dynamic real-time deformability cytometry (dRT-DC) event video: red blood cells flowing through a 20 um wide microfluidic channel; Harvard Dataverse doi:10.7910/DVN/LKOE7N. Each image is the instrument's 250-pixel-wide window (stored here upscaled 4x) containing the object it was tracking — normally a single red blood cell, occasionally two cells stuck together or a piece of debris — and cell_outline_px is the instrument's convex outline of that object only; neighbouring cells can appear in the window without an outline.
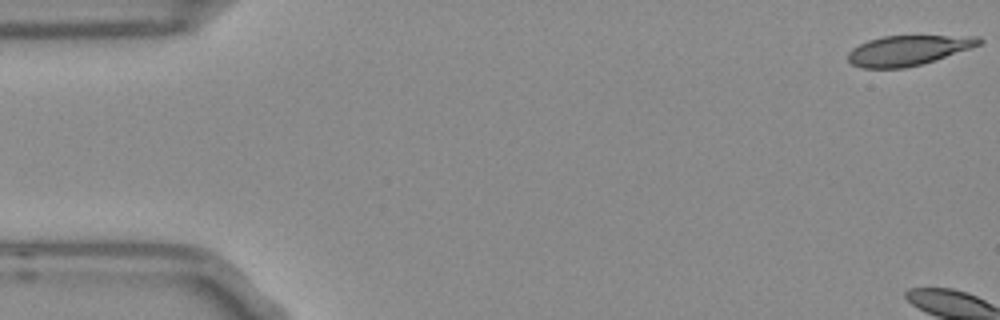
{"species": "Egyptian fruit bat (a non-hibernating species)", "species_latin": "Rousettus aegyptiacus", "temperature_condition": "room temperature", "stored_images_in_passage": 5, "camera_frame_rate_fps": 3000, "um_per_image_px": 0.085, "frame": {"image": 1, "passage_image": 1, "time_ms": 0.0, "image_size_px": [1000, 320], "cell_outline_px": [[984, 40], [980, 44], [936, 60], [904, 68], [860, 68], [852, 64], [848, 60], [848, 52], [852, 48], [868, 40], [884, 36], [980, 36]], "centroid_in_image_um": [77.17, 4.28], "position_along_channel_um": 7.8, "area_um2": 22.77}}